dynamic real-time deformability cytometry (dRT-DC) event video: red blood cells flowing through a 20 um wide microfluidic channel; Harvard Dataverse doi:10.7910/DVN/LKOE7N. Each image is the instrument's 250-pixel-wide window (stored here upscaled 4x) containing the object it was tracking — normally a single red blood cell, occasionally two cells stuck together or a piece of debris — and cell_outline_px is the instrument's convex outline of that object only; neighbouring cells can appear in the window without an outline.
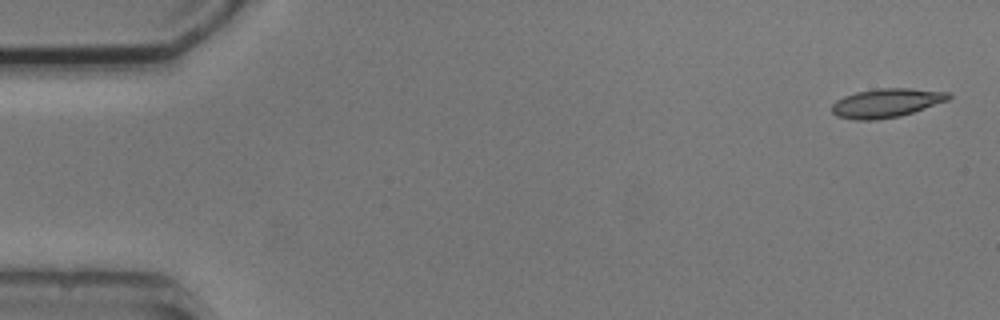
{"species": "common noctule bat (a hibernating species)", "species_latin": "Nyctalus noctula", "temperature_condition": "cold", "stored_images_in_passage": 4, "camera_frame_rate_fps": 3000, "um_per_image_px": 0.085, "animal": {"sex": "male", "body_mass_g": 20.5, "forearm_length_mm": 52.5}, "frame": {"image": 1, "passage_image": 1, "time_ms": 0.0, "image_size_px": [1000, 320], "cell_outline_px": [[952, 96], [948, 100], [900, 116], [876, 120], [856, 120], [836, 116], [832, 112], [832, 104], [836, 100], [844, 96], [856, 92], [876, 88], [912, 88], [952, 92]], "centroid_in_image_um": [75.34, 8.74], "position_along_channel_um": 9.7, "area_um2": 19.77}}
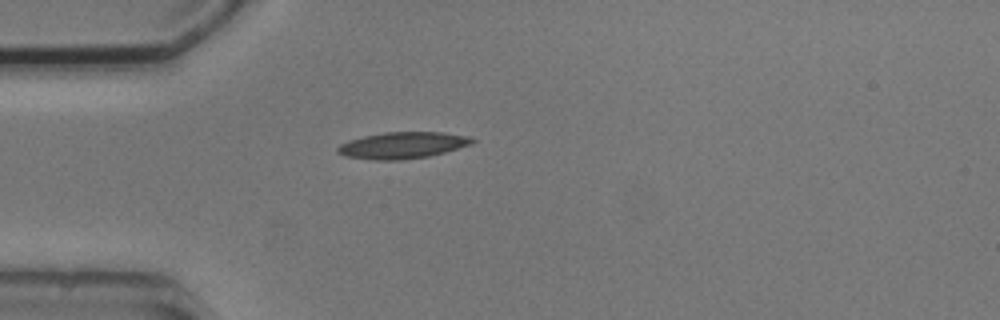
{"frame": {"image": 2, "passage_image": 4, "time_ms": 4.333, "image_size_px": [1000, 320], "cell_outline_px": [[476, 140], [472, 144], [444, 152], [428, 156], [400, 160], [376, 160], [344, 156], [336, 152], [336, 148], [340, 144], [348, 140], [364, 136], [384, 132], [444, 132], [472, 136]], "centroid_in_image_um": [34.22, 12.34], "position_along_channel_um": 50.8, "area_um2": 20.92}}